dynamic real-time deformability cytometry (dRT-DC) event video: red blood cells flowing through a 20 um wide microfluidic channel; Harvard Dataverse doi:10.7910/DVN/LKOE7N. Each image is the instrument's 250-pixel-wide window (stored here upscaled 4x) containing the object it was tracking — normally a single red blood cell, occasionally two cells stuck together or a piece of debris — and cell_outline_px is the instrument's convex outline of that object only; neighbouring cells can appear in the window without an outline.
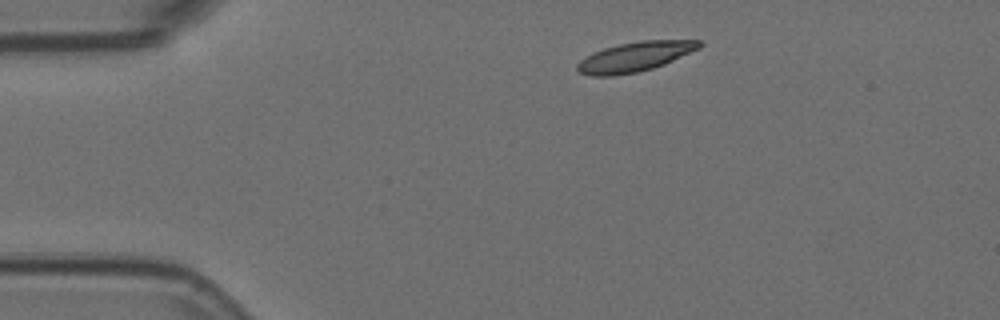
{"species": "Egyptian fruit bat (a non-hibernating species)", "species_latin": "Rousettus aegyptiacus", "temperature_condition": "room temperature", "stored_images_in_passage": 4, "camera_frame_rate_fps": 3000, "um_per_image_px": 0.085, "animal": {"sex": "female"}, "frame": {"image": 1, "passage_image": 1, "time_ms": 0.0, "image_size_px": [1000, 320], "cell_outline_px": [[704, 44], [700, 48], [664, 64], [652, 68], [636, 72], [612, 76], [592, 76], [580, 72], [576, 68], [576, 64], [580, 60], [604, 48], [620, 44], [640, 40], [700, 40]], "centroid_in_image_um": [54.0, 4.82], "position_along_channel_um": 31.0, "area_um2": 20.87}}
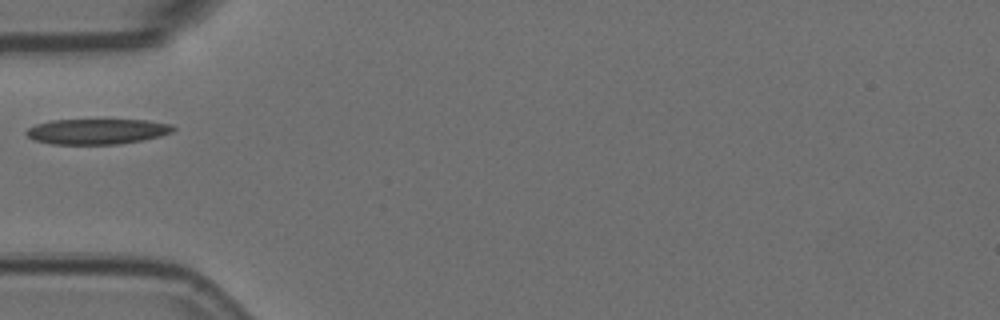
{"frame": {"image": 2, "passage_image": 3, "time_ms": 0.667, "image_size_px": [1000, 320], "cell_outline_px": [[176, 128], [172, 132], [160, 136], [144, 140], [120, 144], [52, 144], [36, 140], [28, 136], [24, 132], [28, 128], [36, 124], [52, 120], [148, 120], [172, 124]], "centroid_in_image_um": [8.29, 11.17], "position_along_channel_um": 76.7, "area_um2": 21.79}}
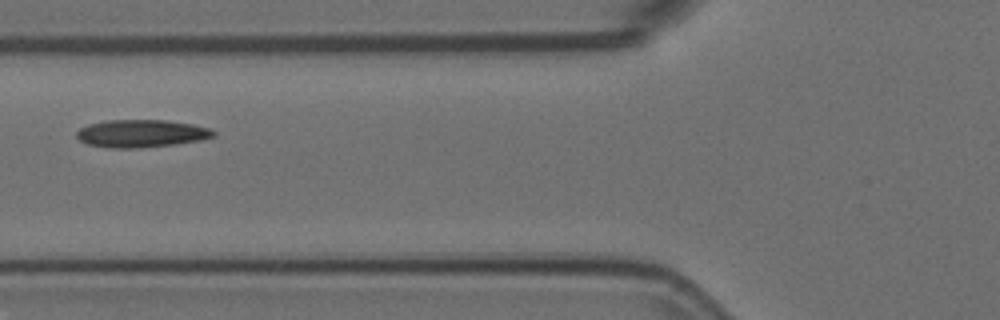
{"frame": {"image": 3, "passage_image": 4, "time_ms": 1.0, "image_size_px": [1000, 320], "cell_outline_px": [[216, 136], [200, 140], [176, 144], [140, 148], [112, 148], [88, 144], [80, 140], [76, 136], [76, 132], [80, 128], [88, 124], [104, 120], [168, 120], [192, 124], [208, 128], [216, 132]], "centroid_in_image_um": [12.01, 11.34], "position_along_channel_um": 113.8, "area_um2": 22.14}}